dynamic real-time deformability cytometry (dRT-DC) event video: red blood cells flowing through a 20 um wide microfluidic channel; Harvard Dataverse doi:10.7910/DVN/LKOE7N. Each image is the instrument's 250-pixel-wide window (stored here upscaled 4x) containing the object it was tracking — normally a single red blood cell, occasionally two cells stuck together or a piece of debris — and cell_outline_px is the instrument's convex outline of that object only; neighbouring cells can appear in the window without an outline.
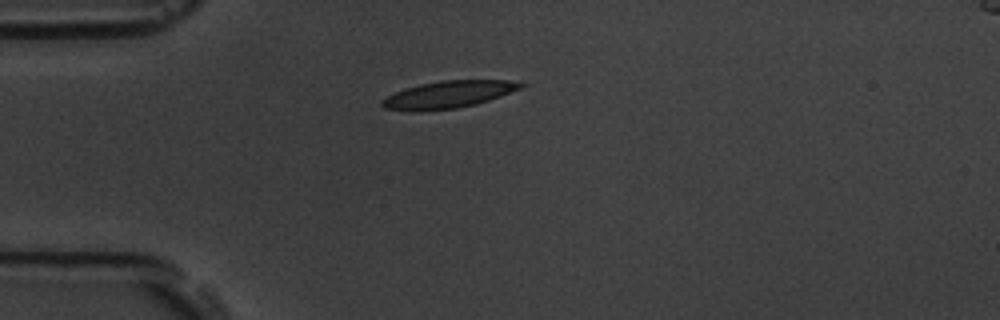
{"species": "common noctule bat (a hibernating species)", "species_latin": "Nyctalus noctula", "temperature_condition": "room temperature", "stored_images_in_passage": 43, "camera_frame_rate_fps": 3000, "um_per_image_px": 0.085, "animal": {"sex": "male", "body_mass_g": 19.5, "forearm_length_mm": 54.6}, "frame": {"image": 1, "passage_image": 1, "time_ms": 0.0, "image_size_px": [1000, 320], "cell_outline_px": [[528, 84], [520, 88], [500, 96], [476, 104], [456, 108], [412, 112], [408, 112], [384, 108], [380, 104], [380, 100], [404, 88], [420, 84], [440, 80], [520, 80]], "centroid_in_image_um": [38.1, 8.03], "position_along_channel_um": 46.9, "area_um2": 22.2}}
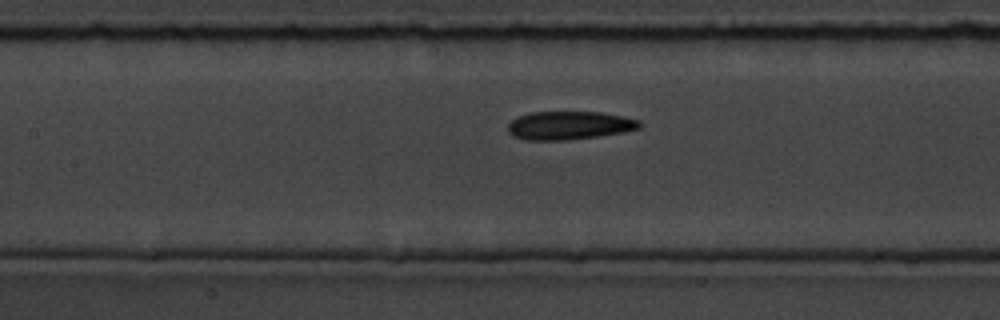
{"frame": {"image": 2, "passage_image": 12, "time_ms": 3.667, "image_size_px": [1000, 320], "cell_outline_px": [[640, 128], [620, 132], [596, 136], [564, 140], [528, 140], [512, 136], [508, 132], [508, 124], [516, 116], [528, 112], [600, 112], [640, 120]], "centroid_in_image_um": [48.31, 10.65], "position_along_channel_um": 159.1, "area_um2": 21.56}}
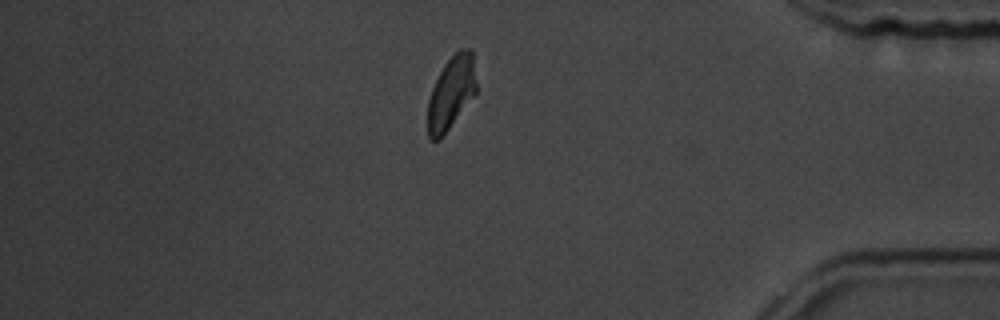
{"frame": {"image": 3, "passage_image": 35, "time_ms": 11.333, "image_size_px": [1000, 320], "cell_outline_px": [[476, 92], [440, 140], [428, 140], [428, 100], [432, 88], [444, 64], [460, 48], [472, 48], [476, 84]], "centroid_in_image_um": [38.34, 7.88], "position_along_channel_um": 396.9, "area_um2": 20.46}, "authors_computed_cell_mechanics": {"area_um2": 21.8484, "velocity_mm_per_s": 3.5261, "shape_relaxation_time_tau1_ms": 4.5856, "shape_relaxation_time_tau2_ms": 5.4433, "deformation_change_tau1": 0.1463, "deformation_change_tau2": 0.1449}}